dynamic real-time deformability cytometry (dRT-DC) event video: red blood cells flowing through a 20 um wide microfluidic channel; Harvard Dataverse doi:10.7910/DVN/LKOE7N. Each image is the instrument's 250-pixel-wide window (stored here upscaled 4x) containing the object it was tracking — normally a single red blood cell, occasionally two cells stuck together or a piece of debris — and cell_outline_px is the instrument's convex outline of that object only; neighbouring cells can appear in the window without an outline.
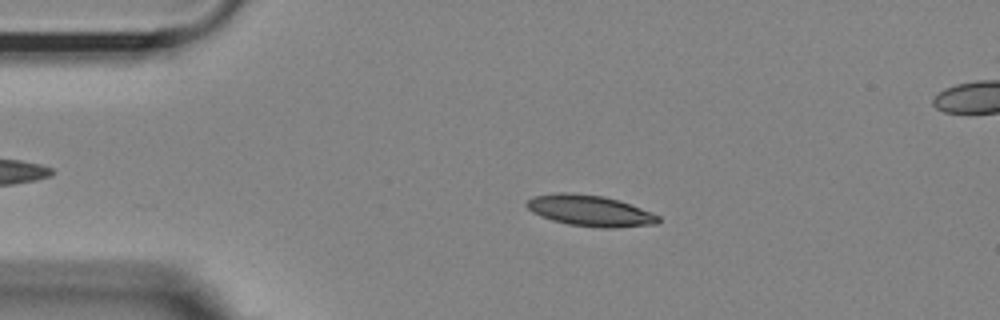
{"species": "Egyptian fruit bat (a non-hibernating species)", "species_latin": "Rousettus aegyptiacus", "temperature_condition": "room temperature", "stored_images_in_passage": 43, "camera_frame_rate_fps": 3000, "um_per_image_px": 0.085, "animal": {"sex": "female"}, "frame": {"image": 1, "passage_image": 11, "time_ms": 3.333, "image_size_px": [1000, 320], "cell_outline_px": [[660, 220], [656, 224], [616, 228], [600, 228], [568, 224], [552, 220], [540, 216], [532, 212], [524, 204], [528, 200], [536, 196], [560, 192], [564, 192], [604, 196], [640, 208], [660, 216]], "centroid_in_image_um": [50.14, 17.92], "position_along_channel_um": 34.9, "area_um2": 23.58}}
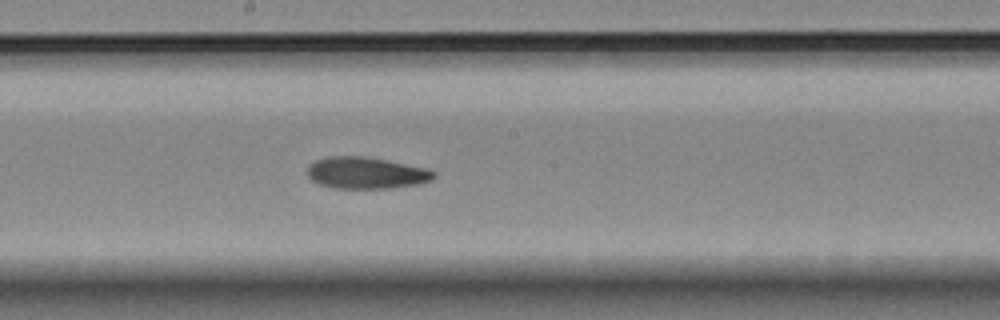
{"frame": {"image": 2, "passage_image": 29, "time_ms": 9.333, "image_size_px": [1000, 320], "cell_outline_px": [[436, 176], [432, 180], [420, 184], [388, 188], [332, 188], [320, 184], [312, 180], [308, 176], [308, 164], [316, 160], [328, 156], [364, 156], [388, 160], [428, 168], [436, 172]], "centroid_in_image_um": [31.15, 14.69], "position_along_channel_um": 217.1, "area_um2": 23.52}}
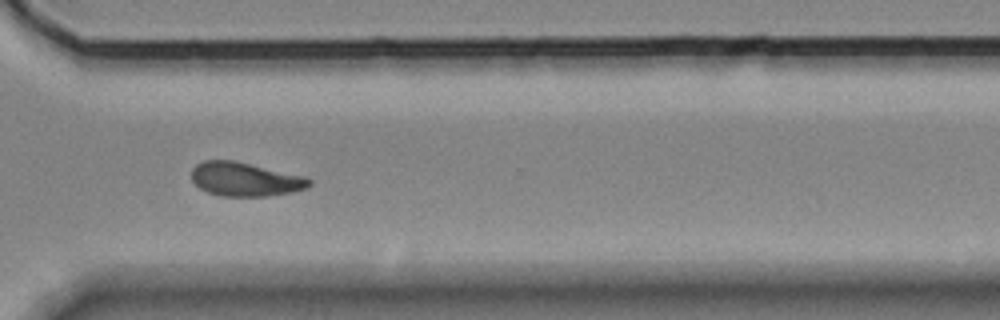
{"frame": {"image": 3, "passage_image": 40, "time_ms": 13.0, "image_size_px": [1000, 320], "cell_outline_px": [[312, 184], [308, 188], [292, 192], [268, 196], [220, 196], [208, 192], [200, 188], [192, 180], [192, 168], [196, 164], [204, 160], [232, 160], [304, 176], [312, 180]], "centroid_in_image_um": [20.84, 15.24], "position_along_channel_um": 349.8, "area_um2": 23.18}, "authors_computed_cell_mechanics": {"area_um2": 23.2356, "velocity_mm_per_s": 3.6204, "shape_relaxation_time_tau1_ms": 8.8044, "shape_relaxation_time_tau2_ms": 5.1808, "deformation_change_tau1": 0.1913, "deformation_change_tau2": 0.1141}}